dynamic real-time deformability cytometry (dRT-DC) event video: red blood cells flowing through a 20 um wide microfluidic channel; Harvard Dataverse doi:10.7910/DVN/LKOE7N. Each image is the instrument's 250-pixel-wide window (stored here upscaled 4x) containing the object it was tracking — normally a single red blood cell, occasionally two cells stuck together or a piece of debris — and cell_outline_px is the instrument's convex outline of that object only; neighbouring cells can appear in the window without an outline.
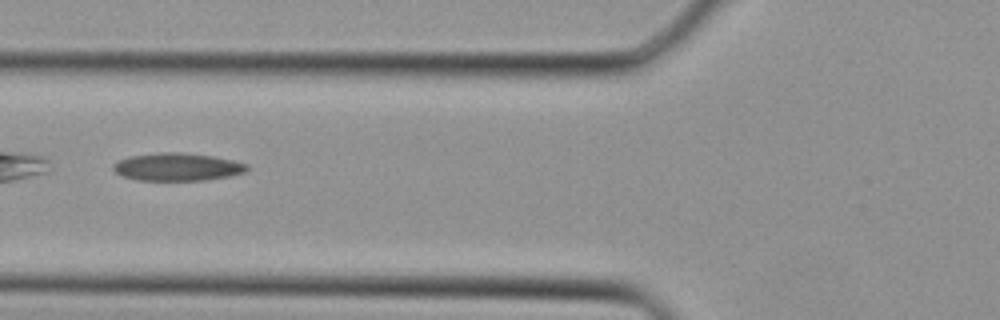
{"species": "Egyptian fruit bat (a non-hibernating species)", "species_latin": "Rousettus aegyptiacus", "temperature_condition": "cold", "stored_images_in_passage": 28, "camera_frame_rate_fps": 3000, "um_per_image_px": 0.085, "animal": {"sex": "female"}, "frame": {"image": 1, "passage_image": 7, "time_ms": 2.0, "image_size_px": [1000, 320], "cell_outline_px": [[248, 168], [244, 172], [228, 176], [204, 180], [140, 180], [124, 176], [116, 172], [112, 168], [112, 164], [116, 160], [128, 156], [160, 152], [184, 152], [212, 156], [232, 160], [248, 164]], "centroid_in_image_um": [15.03, 14.17], "position_along_channel_um": 110.8, "area_um2": 21.62}}
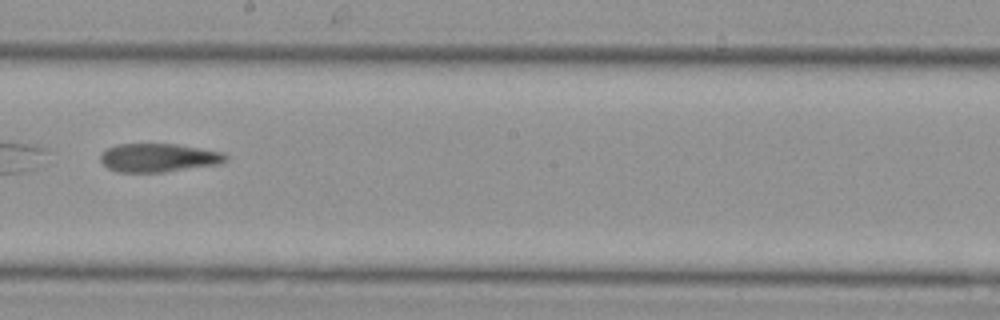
{"frame": {"image": 2, "passage_image": 14, "time_ms": 4.333, "image_size_px": [1000, 320], "cell_outline_px": [[228, 160], [216, 164], [164, 172], [120, 172], [108, 168], [100, 160], [100, 152], [116, 144], [176, 144], [224, 152], [228, 156]], "centroid_in_image_um": [13.46, 13.4], "position_along_channel_um": 234.7, "area_um2": 20.75}}
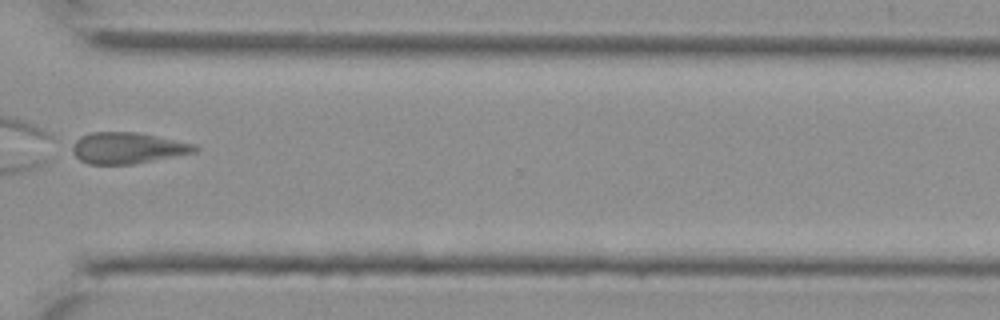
{"frame": {"image": 3, "passage_image": 21, "time_ms": 6.667, "image_size_px": [1000, 320], "cell_outline_px": [[200, 148], [196, 152], [136, 164], [88, 164], [80, 160], [72, 152], [72, 144], [80, 136], [92, 132], [136, 132], [196, 144]], "centroid_in_image_um": [10.85, 12.58], "position_along_channel_um": 359.8, "area_um2": 22.37}}